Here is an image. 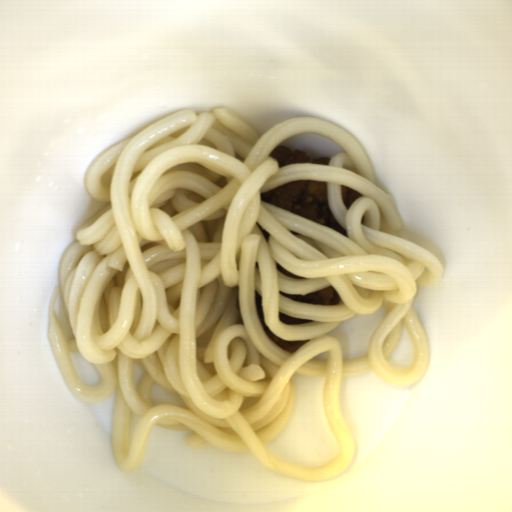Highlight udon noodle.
Instances as JSON below:
<instances>
[{
	"mask_svg": "<svg viewBox=\"0 0 512 512\" xmlns=\"http://www.w3.org/2000/svg\"><path fill=\"white\" fill-rule=\"evenodd\" d=\"M316 133L346 152L327 163L268 156L286 138ZM301 180L327 182L328 207L347 237L262 201ZM105 207L88 217L63 251L48 297V339L76 399H111L110 450L120 472L142 466L154 426L185 432L195 449L251 455L285 479L327 484L357 465L356 433L342 404L345 378L375 373L413 389L431 346L417 310V285L436 286L435 254L401 237L394 196L379 188L356 136L330 120L288 117L262 133L225 107L185 108L119 140L84 178ZM341 185L363 197L349 210ZM333 287L340 305L282 296ZM284 341H307L292 354L270 340L258 317ZM280 291V292H279ZM386 302L369 351L342 359L325 336ZM279 311L304 324H285ZM404 328L414 346L408 367L386 360ZM99 378L75 375L69 352ZM296 377L324 378L322 405L334 454L316 464L276 459L278 430L295 414Z\"/></svg>",
	"mask_w": 512,
	"mask_h": 512,
	"instance_id": "d5520da0",
	"label": "udon noodle"
}]
</instances>
